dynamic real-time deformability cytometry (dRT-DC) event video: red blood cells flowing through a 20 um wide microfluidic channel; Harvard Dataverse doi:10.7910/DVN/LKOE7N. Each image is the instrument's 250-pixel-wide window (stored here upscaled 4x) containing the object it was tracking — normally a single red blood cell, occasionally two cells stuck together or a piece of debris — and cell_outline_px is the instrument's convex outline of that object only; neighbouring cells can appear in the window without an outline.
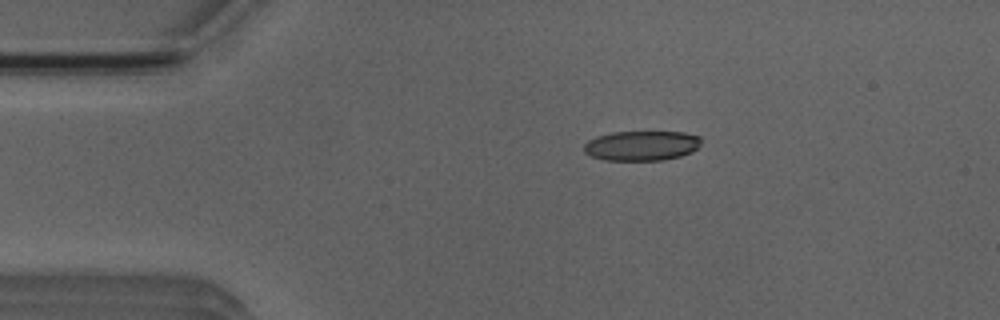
{"species": "Egyptian fruit bat (a non-hibernating species)", "species_latin": "Rousettus aegyptiacus", "temperature_condition": "room temperature", "stored_images_in_passage": 5, "camera_frame_rate_fps": 3000, "um_per_image_px": 0.085, "animal": {"sex": "male"}, "frame": {"image": 1, "passage_image": 2, "time_ms": 1.333, "image_size_px": [1000, 320], "cell_outline_px": [[700, 144], [692, 152], [680, 156], [664, 160], [604, 160], [592, 156], [584, 152], [584, 144], [588, 140], [596, 136], [612, 132], [684, 132], [700, 136]], "centroid_in_image_um": [54.53, 12.38], "position_along_channel_um": 30.5, "area_um2": 20.4}}
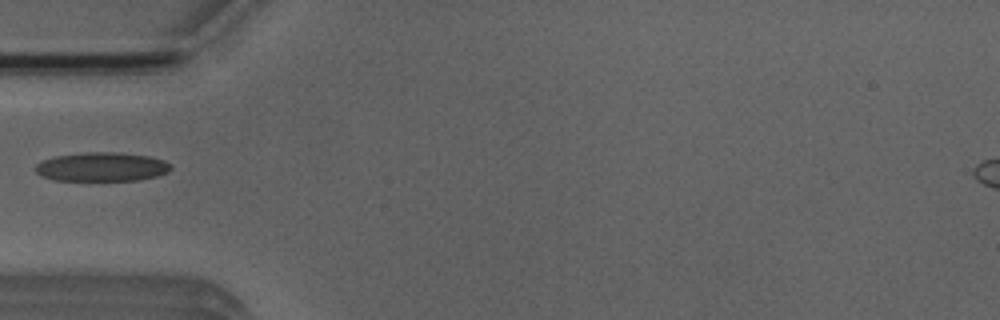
{"frame": {"image": 2, "passage_image": 4, "time_ms": 3.667, "image_size_px": [1000, 320], "cell_outline_px": [[172, 168], [168, 172], [156, 176], [140, 180], [52, 180], [40, 176], [36, 172], [36, 164], [44, 160], [56, 156], [84, 152], [120, 152], [148, 156], [164, 160], [172, 164]], "centroid_in_image_um": [8.67, 14.18], "position_along_channel_um": 76.3, "area_um2": 22.95}}